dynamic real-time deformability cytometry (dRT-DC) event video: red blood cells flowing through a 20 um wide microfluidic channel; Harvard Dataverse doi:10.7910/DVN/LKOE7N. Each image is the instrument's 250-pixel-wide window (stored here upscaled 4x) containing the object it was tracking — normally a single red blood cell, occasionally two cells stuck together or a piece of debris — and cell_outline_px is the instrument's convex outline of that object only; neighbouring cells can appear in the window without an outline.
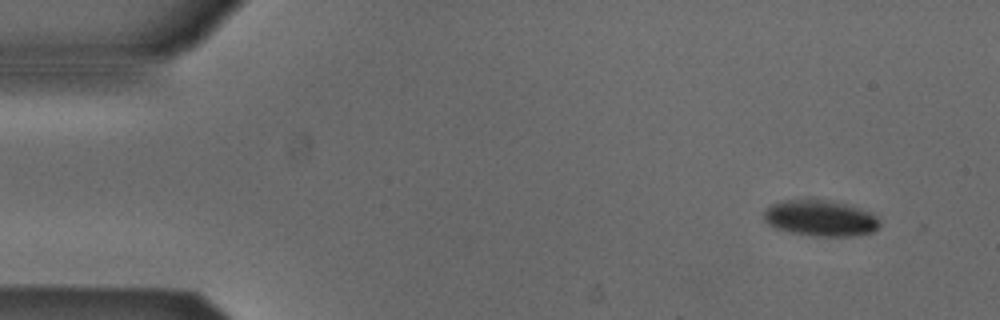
{"species": "Egyptian fruit bat (a non-hibernating species)", "species_latin": "Rousettus aegyptiacus", "temperature_condition": "cold", "stored_images_in_passage": 2, "camera_frame_rate_fps": 3000, "um_per_image_px": 0.085, "animal": {"sex": "male"}, "frame": {"image": 1, "passage_image": 1, "time_ms": 0.0, "image_size_px": [1000, 320], "cell_outline_px": [[880, 228], [872, 232], [856, 236], [812, 236], [792, 232], [776, 228], [768, 224], [764, 220], [764, 208], [780, 200], [832, 200], [872, 212], [880, 220]], "centroid_in_image_um": [69.75, 18.55], "position_along_channel_um": 15.2, "area_um2": 24.51}}